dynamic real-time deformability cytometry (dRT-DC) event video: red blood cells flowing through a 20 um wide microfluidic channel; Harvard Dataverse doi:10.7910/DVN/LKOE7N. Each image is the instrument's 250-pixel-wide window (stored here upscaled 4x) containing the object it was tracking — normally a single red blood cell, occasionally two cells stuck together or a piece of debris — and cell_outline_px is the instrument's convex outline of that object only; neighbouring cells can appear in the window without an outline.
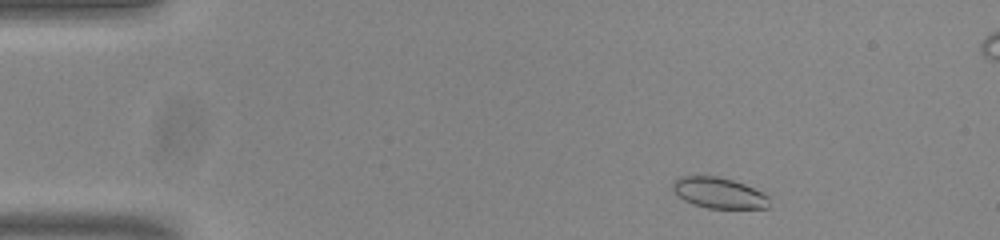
{"species": "common noctule bat (a hibernating species)", "species_latin": "Nyctalus noctula", "temperature_condition": "room temperature", "stored_images_in_passage": 50, "segment_of_instrument_passage": [1, 2], "camera_frame_rate_fps": 3000, "um_per_image_px": 0.085, "animal": {"sex": "male", "body_mass_g": 20.0, "forearm_length_mm": 53.3}, "frame": {"image": 1, "passage_image": 3, "time_ms": 0.667, "image_size_px": [1000, 240], "cell_outline_px": [[772, 196], [768, 208], [708, 208], [692, 204], [684, 200], [672, 192], [672, 184], [680, 176], [716, 176], [732, 180], [744, 184], [764, 192]], "centroid_in_image_um": [61.14, 16.4], "position_along_channel_um": 23.9, "area_um2": 17.57}}
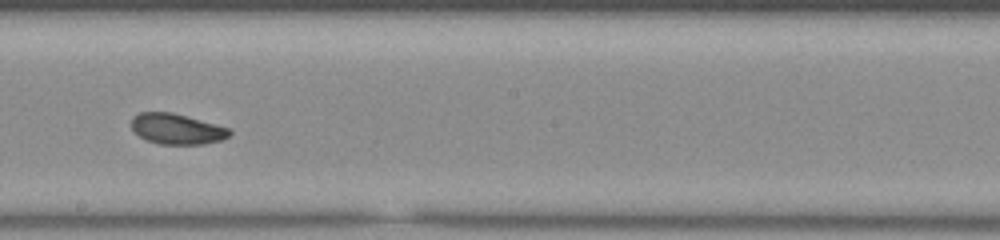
{"frame": {"image": 2, "passage_image": 26, "time_ms": 8.333, "image_size_px": [1000, 240], "cell_outline_px": [[232, 132], [228, 136], [220, 140], [204, 144], [160, 144], [148, 140], [140, 136], [132, 128], [132, 116], [140, 112], [172, 112], [216, 124], [228, 128]], "centroid_in_image_um": [15.02, 10.95], "position_along_channel_um": 233.2, "area_um2": 17.28}}
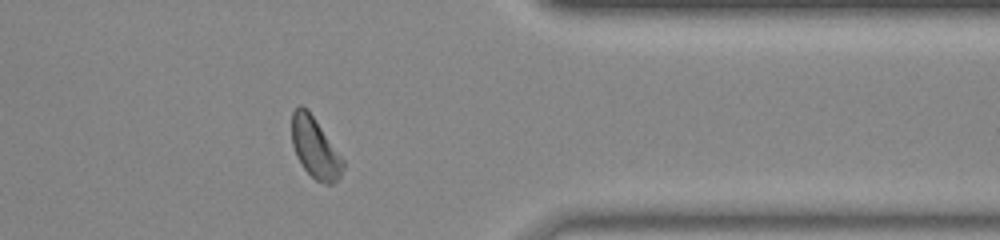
{"frame": {"image": 3, "passage_image": 39, "time_ms": 12.667, "image_size_px": [1000, 240], "cell_outline_px": [[344, 168], [340, 176], [332, 184], [324, 184], [316, 180], [304, 168], [296, 156], [292, 144], [292, 112], [300, 104], [308, 108], [344, 160]], "centroid_in_image_um": [26.78, 12.55], "position_along_channel_um": 384.6, "area_um2": 18.09}}